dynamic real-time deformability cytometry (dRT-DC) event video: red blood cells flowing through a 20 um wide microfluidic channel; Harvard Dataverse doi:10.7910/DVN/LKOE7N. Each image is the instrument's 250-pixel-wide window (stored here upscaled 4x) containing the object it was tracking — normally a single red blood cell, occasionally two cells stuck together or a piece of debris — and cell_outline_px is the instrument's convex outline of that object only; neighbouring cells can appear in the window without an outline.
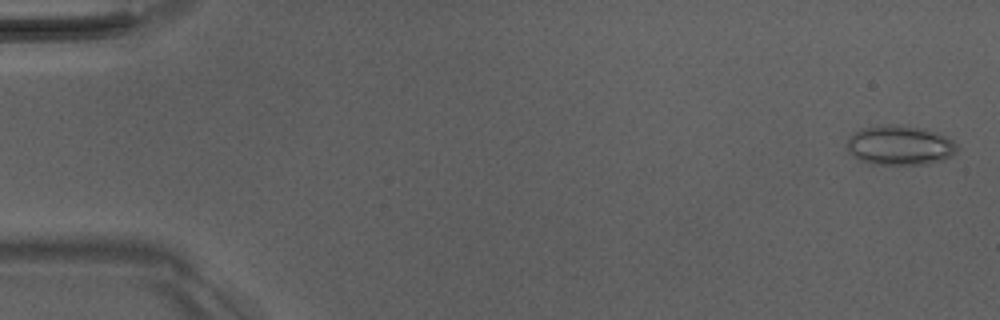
{"species": "Egyptian fruit bat (a non-hibernating species)", "species_latin": "Rousettus aegyptiacus", "temperature_condition": "room temperature", "stored_images_in_passage": 4, "camera_frame_rate_fps": 3000, "um_per_image_px": 0.085, "animal": {"sex": "male"}, "frame": {"image": 1, "passage_image": 1, "time_ms": 0.0, "image_size_px": [1000, 320], "cell_outline_px": [[960, 148], [952, 156], [928, 164], [876, 164], [860, 160], [848, 148], [848, 136], [860, 128], [880, 124], [904, 124], [924, 128], [936, 132], [952, 140]], "centroid_in_image_um": [76.51, 12.32], "position_along_channel_um": 8.5, "area_um2": 25.55}}